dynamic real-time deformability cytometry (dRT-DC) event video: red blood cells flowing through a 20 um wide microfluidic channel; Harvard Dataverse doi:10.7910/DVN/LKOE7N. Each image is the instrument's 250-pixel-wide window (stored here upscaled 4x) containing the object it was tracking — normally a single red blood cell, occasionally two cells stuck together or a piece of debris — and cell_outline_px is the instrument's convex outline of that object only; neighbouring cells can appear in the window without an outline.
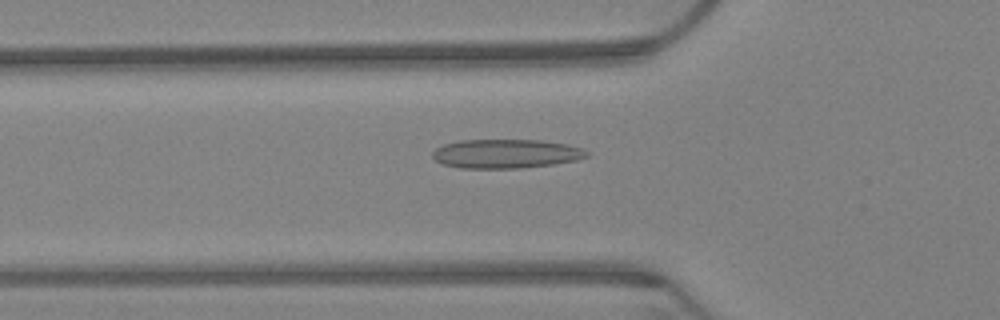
{"species": "Egyptian fruit bat (a non-hibernating species)", "species_latin": "Rousettus aegyptiacus", "temperature_condition": "warm", "stored_images_in_passage": 64, "camera_frame_rate_fps": 3000, "um_per_image_px": 0.085, "animal": {"sex": "female"}, "frame": {"image": 1, "passage_image": 22, "time_ms": 7.0, "image_size_px": [1000, 320], "cell_outline_px": [[588, 156], [576, 160], [552, 164], [520, 168], [460, 168], [444, 164], [436, 160], [432, 156], [432, 152], [436, 148], [444, 144], [460, 140], [544, 140], [584, 148], [588, 152]], "centroid_in_image_um": [43.0, 13.06], "position_along_channel_um": 82.8, "area_um2": 26.01}}
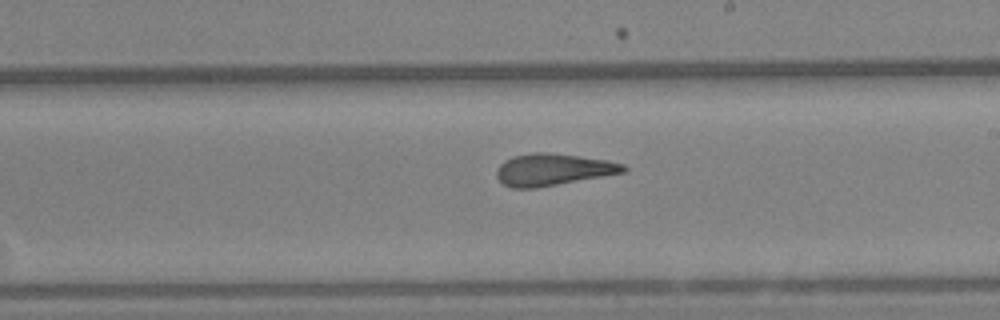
{"frame": {"image": 2, "passage_image": 37, "time_ms": 12.0, "image_size_px": [1000, 320], "cell_outline_px": [[628, 168], [624, 172], [536, 188], [512, 188], [504, 184], [496, 176], [496, 168], [504, 160], [512, 156], [532, 152], [544, 152], [580, 156], [608, 160], [624, 164]], "centroid_in_image_um": [46.97, 14.4], "position_along_channel_um": 242.0, "area_um2": 23.52}}
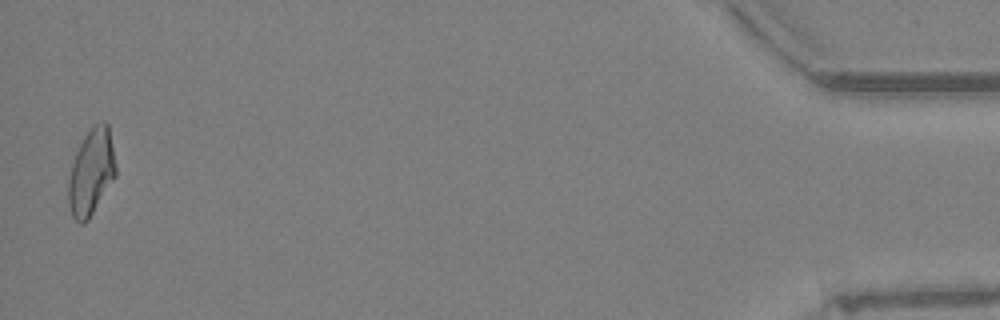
{"frame": {"image": 3, "passage_image": 63, "time_ms": 20.667, "image_size_px": [1000, 320], "cell_outline_px": [[116, 176], [88, 220], [84, 224], [80, 224], [72, 216], [68, 204], [68, 180], [72, 164], [76, 152], [84, 136], [100, 120], [104, 120], [108, 124], [116, 168]], "centroid_in_image_um": [7.75, 14.65], "position_along_channel_um": 427.5, "area_um2": 23.64}, "authors_computed_cell_mechanics": {"area_um2": 23.987, "velocity_mm_per_s": 3.1883, "shape_relaxation_time_tau1_ms": null, "shape_relaxation_time_tau2_ms": 2.7966, "deformation_change_tau1": null, "deformation_change_tau2": 0.1216}}